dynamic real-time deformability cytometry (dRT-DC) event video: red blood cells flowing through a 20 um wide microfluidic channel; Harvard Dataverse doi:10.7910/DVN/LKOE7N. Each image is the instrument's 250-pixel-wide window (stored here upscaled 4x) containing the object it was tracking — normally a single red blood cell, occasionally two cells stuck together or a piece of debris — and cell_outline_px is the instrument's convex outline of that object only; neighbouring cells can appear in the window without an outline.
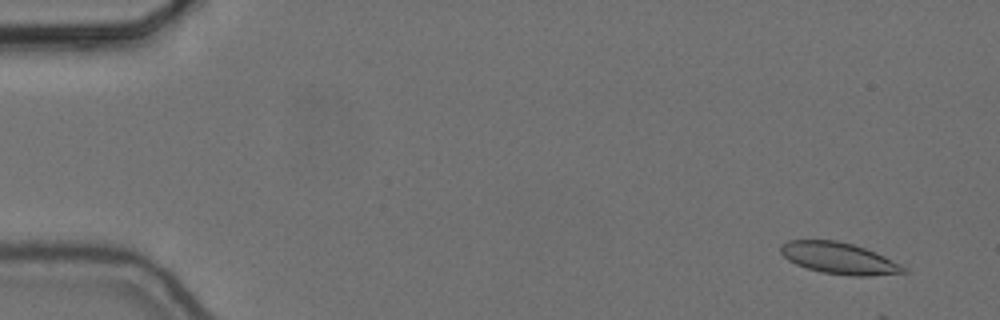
{"species": "common noctule bat (a hibernating species)", "species_latin": "Nyctalus noctula", "temperature_condition": "cold", "stored_images_in_passage": 11, "camera_frame_rate_fps": 3000, "um_per_image_px": 0.085, "animal": {"sex": "female", "body_mass_g": 24.6, "forearm_length_mm": 56.2}, "frame": {"image": 1, "passage_image": 4, "time_ms": 1.0, "image_size_px": [1000, 320], "cell_outline_px": [[908, 272], [868, 276], [852, 276], [824, 272], [808, 268], [796, 264], [788, 260], [780, 252], [780, 244], [788, 240], [836, 240], [852, 244], [864, 248], [884, 256], [908, 268]], "centroid_in_image_um": [71.31, 21.94], "position_along_channel_um": 13.7, "area_um2": 22.37}}